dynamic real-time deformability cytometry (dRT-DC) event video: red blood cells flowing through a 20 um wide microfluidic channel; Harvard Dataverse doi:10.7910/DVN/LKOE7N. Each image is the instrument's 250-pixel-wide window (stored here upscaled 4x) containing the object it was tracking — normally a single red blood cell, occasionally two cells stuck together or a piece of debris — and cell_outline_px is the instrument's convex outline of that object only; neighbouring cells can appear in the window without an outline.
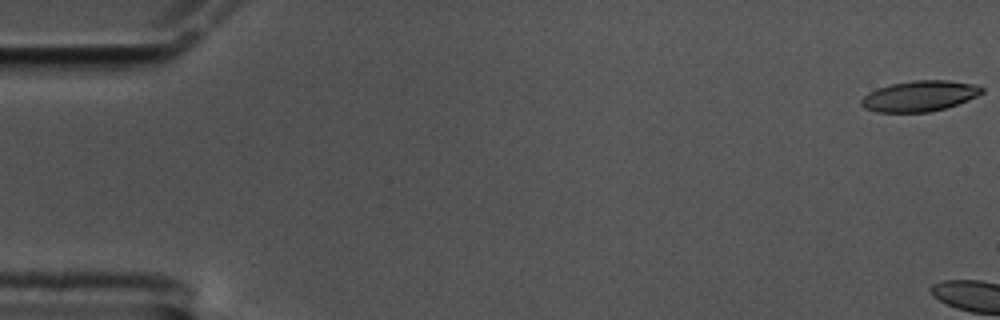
{"species": "common noctule bat (a hibernating species)", "species_latin": "Nyctalus noctula", "temperature_condition": "cold", "stored_images_in_passage": 5, "camera_frame_rate_fps": 3000, "um_per_image_px": 0.085, "animal": {"sex": "male", "body_mass_g": 17.5, "forearm_length_mm": 52.3}, "frame": {"image": 1, "passage_image": 1, "time_ms": 0.0, "image_size_px": [1000, 320], "cell_outline_px": [[984, 92], [968, 100], [932, 112], [876, 112], [864, 108], [860, 104], [860, 100], [868, 92], [876, 88], [892, 84], [912, 80], [948, 80], [972, 84], [984, 88]], "centroid_in_image_um": [78.13, 8.16], "position_along_channel_um": 6.9, "area_um2": 21.56}}